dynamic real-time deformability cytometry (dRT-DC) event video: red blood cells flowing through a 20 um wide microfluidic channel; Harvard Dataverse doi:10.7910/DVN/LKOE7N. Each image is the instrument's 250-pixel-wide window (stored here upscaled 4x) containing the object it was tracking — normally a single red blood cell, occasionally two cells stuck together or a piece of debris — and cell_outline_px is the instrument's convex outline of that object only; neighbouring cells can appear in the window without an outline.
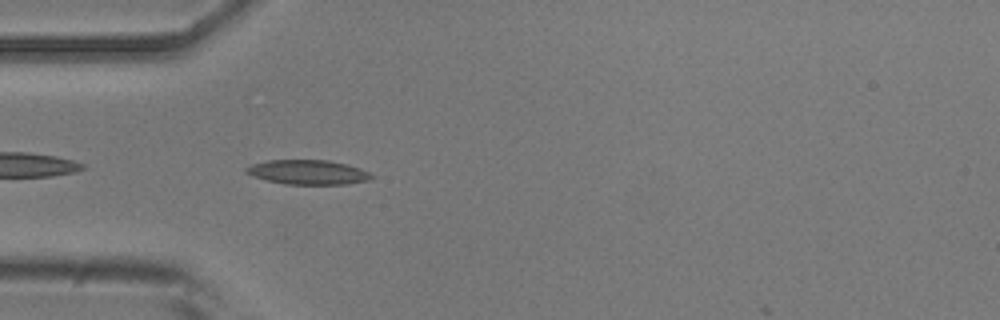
{"species": "common noctule bat (a hibernating species)", "species_latin": "Nyctalus noctula", "temperature_condition": "room temperature", "stored_images_in_passage": 38, "camera_frame_rate_fps": 3000, "um_per_image_px": 0.085, "animal": {"sex": "male", "body_mass_g": 20.5, "forearm_length_mm": 52.5}, "frame": {"image": 1, "passage_image": 2, "time_ms": 0.333, "image_size_px": [1000, 320], "cell_outline_px": [[376, 176], [368, 180], [348, 184], [284, 184], [252, 176], [244, 172], [244, 168], [252, 164], [268, 160], [328, 160], [348, 164], [360, 168]], "centroid_in_image_um": [26.18, 14.63], "position_along_channel_um": 58.8, "area_um2": 17.98}}
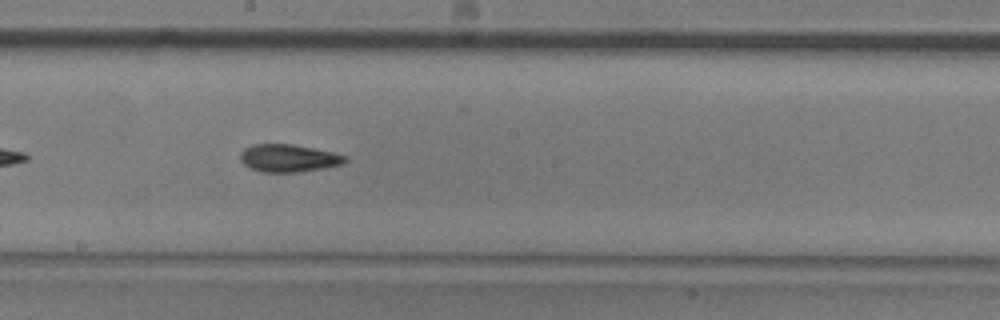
{"frame": {"image": 2, "passage_image": 15, "time_ms": 4.667, "image_size_px": [1000, 320], "cell_outline_px": [[348, 160], [340, 164], [324, 168], [296, 172], [264, 172], [252, 168], [244, 164], [240, 160], [240, 152], [244, 148], [252, 144], [292, 144], [332, 152], [348, 156]], "centroid_in_image_um": [24.51, 13.43], "position_along_channel_um": 223.7, "area_um2": 16.76}}
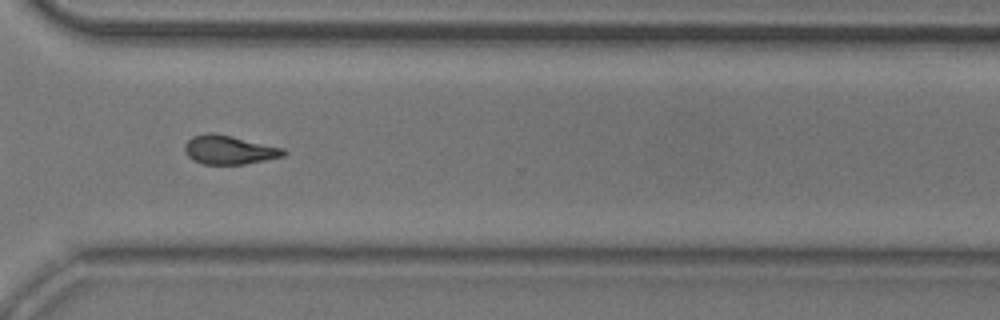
{"frame": {"image": 3, "passage_image": 25, "time_ms": 8.0, "image_size_px": [1000, 320], "cell_outline_px": [[288, 152], [284, 156], [244, 164], [204, 164], [192, 160], [184, 152], [184, 144], [192, 136], [208, 132], [216, 132], [284, 148]], "centroid_in_image_um": [19.46, 12.72], "position_along_channel_um": 351.1, "area_um2": 16.82}, "authors_computed_cell_mechanics": {"area_um2": 16.5886, "velocity_mm_per_s": 3.8364, "shape_relaxation_time_tau1_ms": 6.1988, "shape_relaxation_time_tau2_ms": 8.6438, "deformation_change_tau1": 0.1596, "deformation_change_tau2": 0.138}}